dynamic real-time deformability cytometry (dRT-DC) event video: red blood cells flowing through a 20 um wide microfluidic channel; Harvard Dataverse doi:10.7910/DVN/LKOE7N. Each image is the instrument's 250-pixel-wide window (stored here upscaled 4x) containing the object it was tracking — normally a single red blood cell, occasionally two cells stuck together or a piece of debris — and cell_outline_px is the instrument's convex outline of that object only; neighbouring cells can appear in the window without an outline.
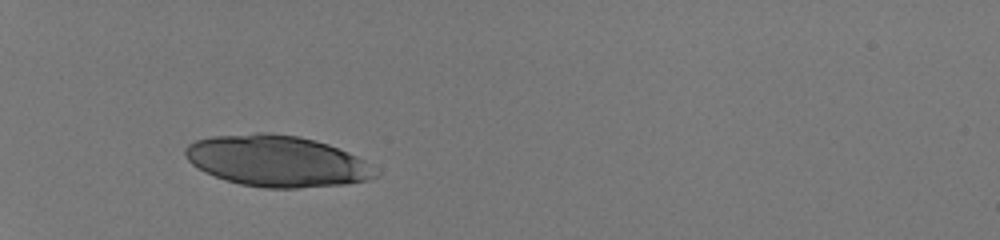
{"species": "human", "species_latin": "Homo sapiens", "temperature_condition": "room temperature", "stored_images_in_passage": 29, "camera_frame_rate_fps": 3000, "um_per_image_px": 0.085, "donor": {"sex": "male"}, "frame": {"image": 1, "passage_image": 1, "time_ms": 0.0, "image_size_px": [1000, 240], "cell_outline_px": [[380, 172], [376, 176], [368, 180], [344, 184], [300, 188], [264, 188], [240, 184], [224, 180], [204, 172], [192, 164], [188, 160], [184, 152], [184, 148], [188, 144], [196, 140], [212, 136], [256, 132], [268, 132], [300, 136], [316, 140], [328, 144], [348, 152], [364, 160]], "centroid_in_image_um": [23.53, 13.68], "position_along_channel_um": 61.5, "area_um2": 57.11}}